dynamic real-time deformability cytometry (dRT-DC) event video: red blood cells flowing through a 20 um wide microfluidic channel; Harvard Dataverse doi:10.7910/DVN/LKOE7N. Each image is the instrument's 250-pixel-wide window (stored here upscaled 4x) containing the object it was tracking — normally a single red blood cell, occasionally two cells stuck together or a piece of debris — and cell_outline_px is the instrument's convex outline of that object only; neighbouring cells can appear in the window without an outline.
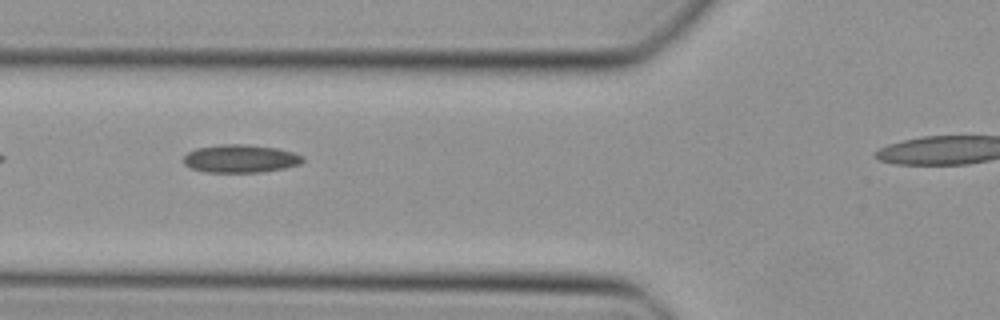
{"species": "Egyptian fruit bat (a non-hibernating species)", "species_latin": "Rousettus aegyptiacus", "temperature_condition": "cold", "stored_images_in_passage": 27, "camera_frame_rate_fps": 3000, "um_per_image_px": 0.085, "animal": {"sex": "female"}, "frame": {"image": 1, "passage_image": 3, "time_ms": 0.667, "image_size_px": [1000, 320], "cell_outline_px": [[304, 160], [300, 164], [284, 168], [260, 172], [204, 172], [188, 168], [184, 164], [184, 156], [188, 152], [196, 148], [220, 144], [244, 144], [276, 148], [292, 152], [304, 156]], "centroid_in_image_um": [20.41, 13.48], "position_along_channel_um": 105.4, "area_um2": 19.54}}
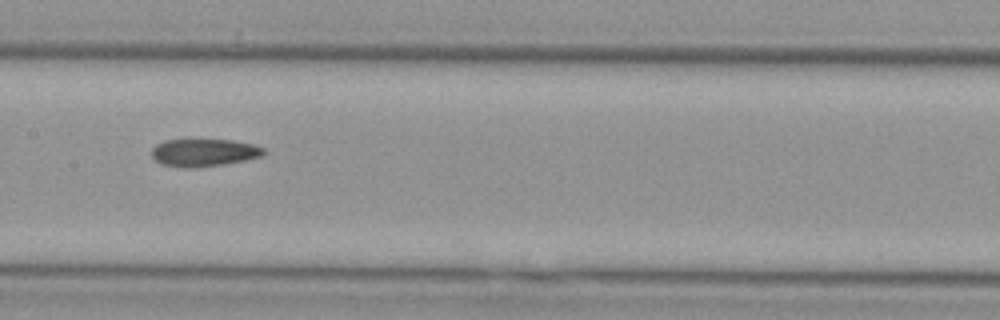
{"frame": {"image": 2, "passage_image": 9, "time_ms": 2.667, "image_size_px": [1000, 320], "cell_outline_px": [[264, 156], [224, 164], [192, 168], [184, 168], [164, 164], [156, 160], [152, 156], [152, 148], [156, 144], [164, 140], [232, 140], [252, 144], [264, 148]], "centroid_in_image_um": [17.34, 12.97], "position_along_channel_um": 190.1, "area_um2": 17.86}}
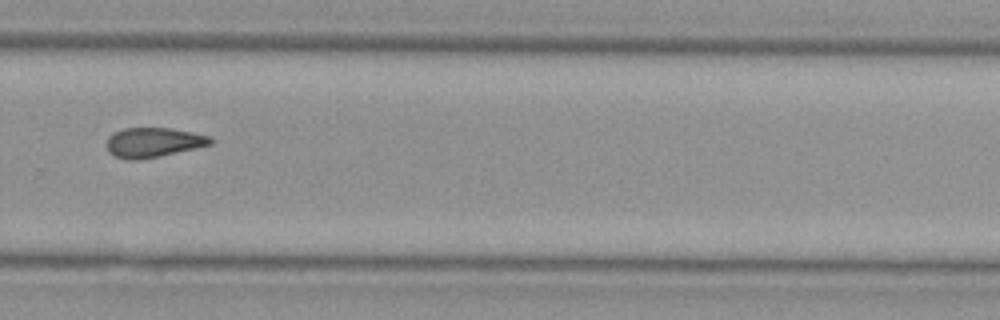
{"frame": {"image": 3, "passage_image": 18, "time_ms": 5.667, "image_size_px": [1000, 320], "cell_outline_px": [[212, 144], [196, 148], [160, 156], [140, 160], [128, 160], [116, 156], [108, 152], [108, 136], [112, 132], [124, 128], [172, 128], [192, 132], [208, 136], [212, 140]], "centroid_in_image_um": [13.01, 12.1], "position_along_channel_um": 316.8, "area_um2": 17.92}}